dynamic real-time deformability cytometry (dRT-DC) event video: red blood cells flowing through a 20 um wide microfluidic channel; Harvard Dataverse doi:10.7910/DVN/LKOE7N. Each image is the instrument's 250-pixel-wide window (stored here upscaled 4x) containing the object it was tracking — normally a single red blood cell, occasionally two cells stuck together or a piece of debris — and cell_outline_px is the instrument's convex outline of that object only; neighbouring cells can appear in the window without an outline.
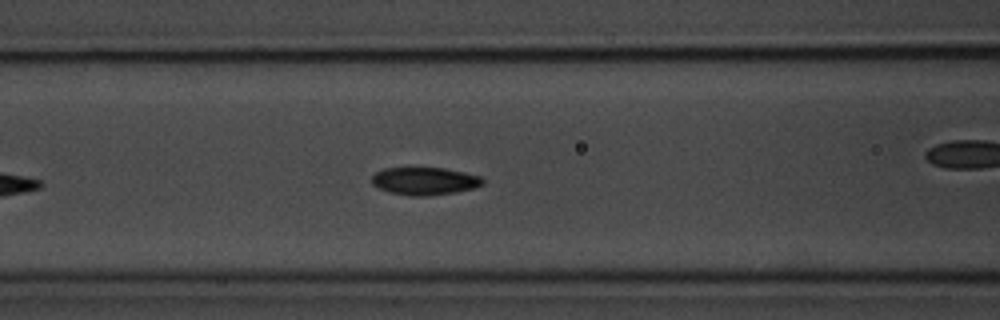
{"species": "common noctule bat (a hibernating species)", "species_latin": "Nyctalus noctula", "temperature_condition": "room temperature", "stored_images_in_passage": 19, "camera_frame_rate_fps": 3000, "um_per_image_px": 0.085, "animal": {"sex": "male", "body_mass_g": 20.1, "forearm_length_mm": 53.5}, "frame": {"image": 1, "passage_image": 11, "time_ms": 3.333, "image_size_px": [1000, 320], "cell_outline_px": [[484, 184], [476, 188], [456, 192], [428, 196], [408, 196], [388, 192], [372, 184], [372, 176], [376, 172], [384, 168], [444, 168], [464, 172], [480, 176], [484, 180]], "centroid_in_image_um": [36.11, 15.4], "position_along_channel_um": 130.5, "area_um2": 18.03}}
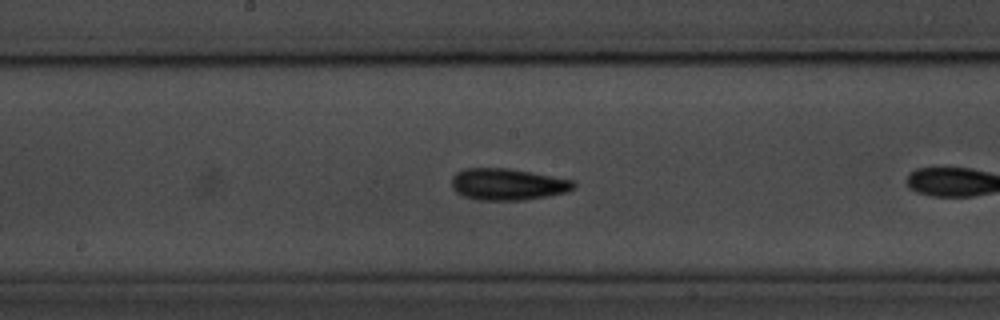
{"frame": {"image": 2, "passage_image": 14, "time_ms": 4.333, "image_size_px": [1000, 320], "cell_outline_px": [[576, 184], [568, 192], [548, 196], [524, 200], [476, 200], [464, 196], [456, 192], [452, 188], [452, 176], [456, 172], [464, 168], [508, 168], [532, 172], [572, 180]], "centroid_in_image_um": [43.12, 15.66], "position_along_channel_um": 205.1, "area_um2": 22.6}}